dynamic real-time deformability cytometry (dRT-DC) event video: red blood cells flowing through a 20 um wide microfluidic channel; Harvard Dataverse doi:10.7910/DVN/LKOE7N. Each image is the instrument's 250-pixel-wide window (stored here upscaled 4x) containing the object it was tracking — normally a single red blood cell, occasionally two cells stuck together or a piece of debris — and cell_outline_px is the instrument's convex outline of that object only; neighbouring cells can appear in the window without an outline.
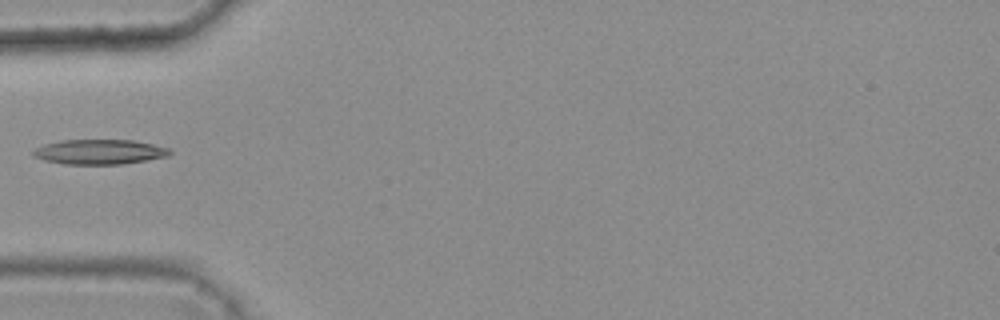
{"species": "common noctule bat (a hibernating species)", "species_latin": "Nyctalus noctula", "temperature_condition": "warm", "stored_images_in_passage": 5, "camera_frame_rate_fps": 3000, "um_per_image_px": 0.085, "animal": {"sex": "female", "body_mass_g": 25.1}, "frame": {"image": 1, "passage_image": 4, "time_ms": 1.0, "image_size_px": [1000, 320], "cell_outline_px": [[172, 152], [168, 156], [120, 164], [64, 164], [44, 160], [32, 156], [32, 152], [36, 148], [44, 144], [60, 140], [132, 140], [152, 144], [168, 148]], "centroid_in_image_um": [8.41, 12.9], "position_along_channel_um": 76.6, "area_um2": 19.65}}
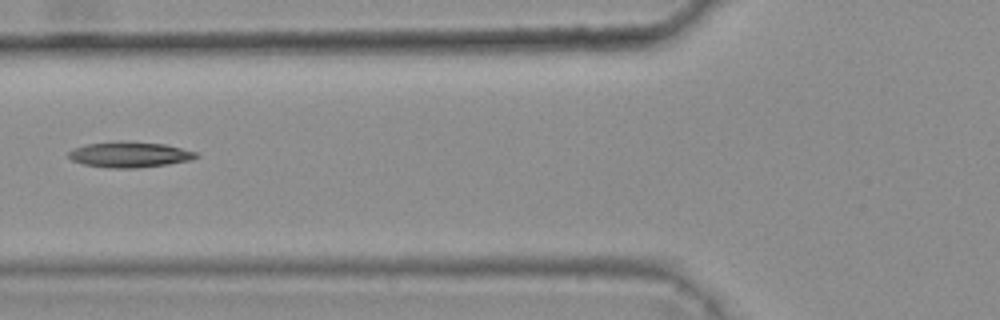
{"frame": {"image": 2, "passage_image": 5, "time_ms": 1.333, "image_size_px": [1000, 320], "cell_outline_px": [[200, 156], [192, 160], [168, 164], [136, 168], [108, 168], [84, 164], [72, 160], [68, 156], [68, 152], [72, 148], [88, 144], [120, 140], [124, 140], [164, 144], [196, 152]], "centroid_in_image_um": [11.01, 13.13], "position_along_channel_um": 114.8, "area_um2": 19.19}}